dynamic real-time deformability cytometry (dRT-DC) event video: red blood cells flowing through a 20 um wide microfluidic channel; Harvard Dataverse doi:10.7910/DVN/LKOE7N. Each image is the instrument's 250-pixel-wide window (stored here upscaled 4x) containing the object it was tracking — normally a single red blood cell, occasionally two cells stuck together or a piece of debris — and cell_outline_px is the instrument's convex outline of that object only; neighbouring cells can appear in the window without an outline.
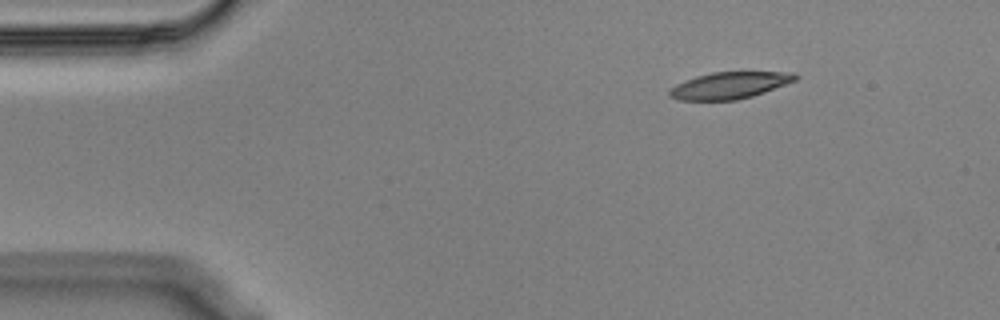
{"species": "Egyptian fruit bat (a non-hibernating species)", "species_latin": "Rousettus aegyptiacus", "temperature_condition": "cold", "stored_images_in_passage": 49, "camera_frame_rate_fps": 3000, "um_per_image_px": 0.085, "animal": {"sex": "male"}, "frame": {"image": 1, "passage_image": 1, "time_ms": 0.0, "image_size_px": [1000, 320], "cell_outline_px": [[800, 76], [796, 80], [764, 92], [752, 96], [736, 100], [676, 100], [668, 96], [668, 92], [676, 84], [696, 76], [712, 72], [796, 72]], "centroid_in_image_um": [62.01, 7.25], "position_along_channel_um": 23.0, "area_um2": 19.59}}
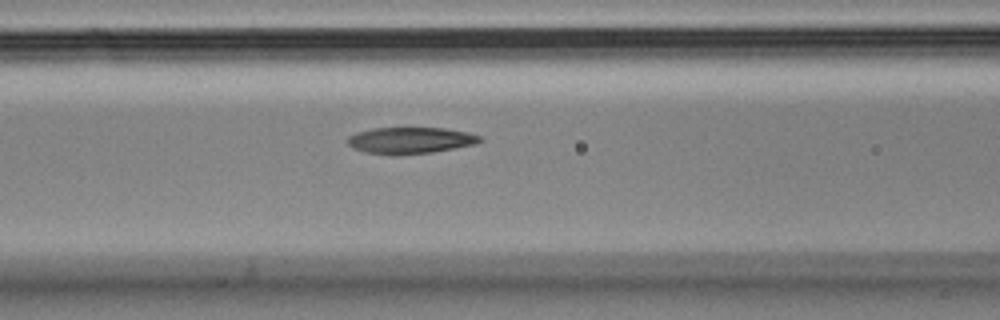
{"frame": {"image": 2, "passage_image": 16, "time_ms": 5.0, "image_size_px": [1000, 320], "cell_outline_px": [[484, 140], [476, 144], [432, 152], [396, 156], [364, 152], [352, 148], [348, 144], [348, 136], [356, 132], [372, 128], [444, 128], [468, 132], [480, 136]], "centroid_in_image_um": [34.86, 11.94], "position_along_channel_um": 131.7, "area_um2": 20.63}}
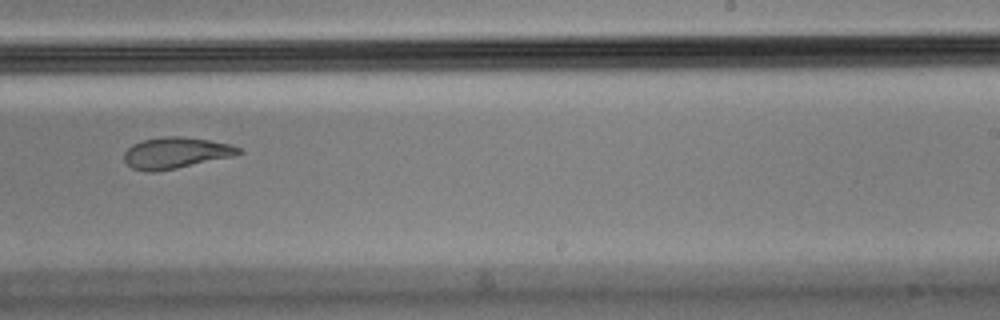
{"frame": {"image": 3, "passage_image": 28, "time_ms": 9.0, "image_size_px": [1000, 320], "cell_outline_px": [[244, 152], [232, 156], [176, 168], [156, 172], [144, 172], [132, 168], [124, 160], [124, 152], [132, 144], [144, 140], [164, 136], [180, 136], [208, 140], [232, 144], [240, 148]], "centroid_in_image_um": [14.92, 12.99], "position_along_channel_um": 274.1, "area_um2": 20.75}, "authors_computed_cell_mechanics": {"area_um2": 21.3282, "velocity_mm_per_s": 3.5633, "shape_relaxation_time_tau1_ms": null, "shape_relaxation_time_tau2_ms": 3.6186, "deformation_change_tau1": null, "deformation_change_tau2": 0.1114}}